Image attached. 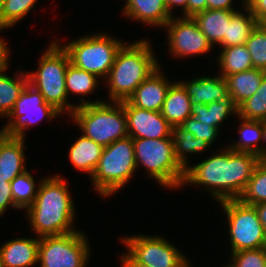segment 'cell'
Instances as JSON below:
<instances>
[{
    "label": "cell",
    "mask_w": 266,
    "mask_h": 267,
    "mask_svg": "<svg viewBox=\"0 0 266 267\" xmlns=\"http://www.w3.org/2000/svg\"><path fill=\"white\" fill-rule=\"evenodd\" d=\"M233 0H207V9L235 10Z\"/></svg>",
    "instance_id": "obj_42"
},
{
    "label": "cell",
    "mask_w": 266,
    "mask_h": 267,
    "mask_svg": "<svg viewBox=\"0 0 266 267\" xmlns=\"http://www.w3.org/2000/svg\"><path fill=\"white\" fill-rule=\"evenodd\" d=\"M6 70H0V117L9 115L15 102L29 83L27 73H23L24 70L19 75L14 74L13 78L4 74Z\"/></svg>",
    "instance_id": "obj_26"
},
{
    "label": "cell",
    "mask_w": 266,
    "mask_h": 267,
    "mask_svg": "<svg viewBox=\"0 0 266 267\" xmlns=\"http://www.w3.org/2000/svg\"><path fill=\"white\" fill-rule=\"evenodd\" d=\"M218 60L219 68H221L220 76L224 78L254 68L251 55L245 44L223 48Z\"/></svg>",
    "instance_id": "obj_28"
},
{
    "label": "cell",
    "mask_w": 266,
    "mask_h": 267,
    "mask_svg": "<svg viewBox=\"0 0 266 267\" xmlns=\"http://www.w3.org/2000/svg\"><path fill=\"white\" fill-rule=\"evenodd\" d=\"M121 240L135 261L149 267H182L189 261L180 249L162 236L133 235Z\"/></svg>",
    "instance_id": "obj_12"
},
{
    "label": "cell",
    "mask_w": 266,
    "mask_h": 267,
    "mask_svg": "<svg viewBox=\"0 0 266 267\" xmlns=\"http://www.w3.org/2000/svg\"><path fill=\"white\" fill-rule=\"evenodd\" d=\"M120 261V263H122L121 267H149L135 261L128 253L122 255Z\"/></svg>",
    "instance_id": "obj_44"
},
{
    "label": "cell",
    "mask_w": 266,
    "mask_h": 267,
    "mask_svg": "<svg viewBox=\"0 0 266 267\" xmlns=\"http://www.w3.org/2000/svg\"><path fill=\"white\" fill-rule=\"evenodd\" d=\"M24 138L6 137L0 132V178L11 182L25 172Z\"/></svg>",
    "instance_id": "obj_18"
},
{
    "label": "cell",
    "mask_w": 266,
    "mask_h": 267,
    "mask_svg": "<svg viewBox=\"0 0 266 267\" xmlns=\"http://www.w3.org/2000/svg\"><path fill=\"white\" fill-rule=\"evenodd\" d=\"M184 130L193 133L195 138L205 140L210 146L216 141L219 129L208 124L197 121L194 117H188L181 125Z\"/></svg>",
    "instance_id": "obj_37"
},
{
    "label": "cell",
    "mask_w": 266,
    "mask_h": 267,
    "mask_svg": "<svg viewBox=\"0 0 266 267\" xmlns=\"http://www.w3.org/2000/svg\"><path fill=\"white\" fill-rule=\"evenodd\" d=\"M18 208L13 201L10 182L0 178V217L9 207Z\"/></svg>",
    "instance_id": "obj_38"
},
{
    "label": "cell",
    "mask_w": 266,
    "mask_h": 267,
    "mask_svg": "<svg viewBox=\"0 0 266 267\" xmlns=\"http://www.w3.org/2000/svg\"><path fill=\"white\" fill-rule=\"evenodd\" d=\"M191 264H190V261L188 262H186L182 267H192V266H190Z\"/></svg>",
    "instance_id": "obj_47"
},
{
    "label": "cell",
    "mask_w": 266,
    "mask_h": 267,
    "mask_svg": "<svg viewBox=\"0 0 266 267\" xmlns=\"http://www.w3.org/2000/svg\"><path fill=\"white\" fill-rule=\"evenodd\" d=\"M265 75V70L252 68L228 75L225 78L228 86V94L237 107L255 94Z\"/></svg>",
    "instance_id": "obj_22"
},
{
    "label": "cell",
    "mask_w": 266,
    "mask_h": 267,
    "mask_svg": "<svg viewBox=\"0 0 266 267\" xmlns=\"http://www.w3.org/2000/svg\"><path fill=\"white\" fill-rule=\"evenodd\" d=\"M165 3H166V6H167V9L169 11V14L171 16H174L172 14V9L174 7H182L183 8V17H187V3H188V0H165Z\"/></svg>",
    "instance_id": "obj_43"
},
{
    "label": "cell",
    "mask_w": 266,
    "mask_h": 267,
    "mask_svg": "<svg viewBox=\"0 0 266 267\" xmlns=\"http://www.w3.org/2000/svg\"><path fill=\"white\" fill-rule=\"evenodd\" d=\"M160 69L159 66L136 88L127 100L130 104L149 111L161 112L169 87L174 82L168 81Z\"/></svg>",
    "instance_id": "obj_15"
},
{
    "label": "cell",
    "mask_w": 266,
    "mask_h": 267,
    "mask_svg": "<svg viewBox=\"0 0 266 267\" xmlns=\"http://www.w3.org/2000/svg\"><path fill=\"white\" fill-rule=\"evenodd\" d=\"M161 114L173 128L180 126L188 117H191L189 96L178 81L169 87Z\"/></svg>",
    "instance_id": "obj_21"
},
{
    "label": "cell",
    "mask_w": 266,
    "mask_h": 267,
    "mask_svg": "<svg viewBox=\"0 0 266 267\" xmlns=\"http://www.w3.org/2000/svg\"><path fill=\"white\" fill-rule=\"evenodd\" d=\"M35 185L34 177L28 170L10 182L12 198L18 209H27L33 204L39 189Z\"/></svg>",
    "instance_id": "obj_32"
},
{
    "label": "cell",
    "mask_w": 266,
    "mask_h": 267,
    "mask_svg": "<svg viewBox=\"0 0 266 267\" xmlns=\"http://www.w3.org/2000/svg\"><path fill=\"white\" fill-rule=\"evenodd\" d=\"M239 119L242 121L238 128L240 139L236 143L228 145L229 148L236 152L256 154L261 161L260 143H262L263 121Z\"/></svg>",
    "instance_id": "obj_27"
},
{
    "label": "cell",
    "mask_w": 266,
    "mask_h": 267,
    "mask_svg": "<svg viewBox=\"0 0 266 267\" xmlns=\"http://www.w3.org/2000/svg\"><path fill=\"white\" fill-rule=\"evenodd\" d=\"M230 114H238V107L230 95L209 104H191V117L218 129Z\"/></svg>",
    "instance_id": "obj_24"
},
{
    "label": "cell",
    "mask_w": 266,
    "mask_h": 267,
    "mask_svg": "<svg viewBox=\"0 0 266 267\" xmlns=\"http://www.w3.org/2000/svg\"><path fill=\"white\" fill-rule=\"evenodd\" d=\"M67 96L88 95L98 87V77L69 63L65 74Z\"/></svg>",
    "instance_id": "obj_31"
},
{
    "label": "cell",
    "mask_w": 266,
    "mask_h": 267,
    "mask_svg": "<svg viewBox=\"0 0 266 267\" xmlns=\"http://www.w3.org/2000/svg\"><path fill=\"white\" fill-rule=\"evenodd\" d=\"M172 138L174 155L184 168L188 166L187 154L201 153L210 146L205 140L195 138L193 133L184 130L181 126L173 128Z\"/></svg>",
    "instance_id": "obj_29"
},
{
    "label": "cell",
    "mask_w": 266,
    "mask_h": 267,
    "mask_svg": "<svg viewBox=\"0 0 266 267\" xmlns=\"http://www.w3.org/2000/svg\"><path fill=\"white\" fill-rule=\"evenodd\" d=\"M128 136L131 138L164 139L172 136L173 127L161 112L149 111L123 101Z\"/></svg>",
    "instance_id": "obj_14"
},
{
    "label": "cell",
    "mask_w": 266,
    "mask_h": 267,
    "mask_svg": "<svg viewBox=\"0 0 266 267\" xmlns=\"http://www.w3.org/2000/svg\"><path fill=\"white\" fill-rule=\"evenodd\" d=\"M150 41L124 43L118 50L114 64L106 77L111 102L128 100L136 88L158 67L159 63Z\"/></svg>",
    "instance_id": "obj_3"
},
{
    "label": "cell",
    "mask_w": 266,
    "mask_h": 267,
    "mask_svg": "<svg viewBox=\"0 0 266 267\" xmlns=\"http://www.w3.org/2000/svg\"><path fill=\"white\" fill-rule=\"evenodd\" d=\"M70 58L62 46L55 42L50 43L46 52L38 62L35 72H27L29 84L38 90L45 101L52 105L61 114L70 116L76 109V105L67 102L66 79Z\"/></svg>",
    "instance_id": "obj_5"
},
{
    "label": "cell",
    "mask_w": 266,
    "mask_h": 267,
    "mask_svg": "<svg viewBox=\"0 0 266 267\" xmlns=\"http://www.w3.org/2000/svg\"><path fill=\"white\" fill-rule=\"evenodd\" d=\"M228 219L231 253L266 247V233L254 205L239 199L219 202Z\"/></svg>",
    "instance_id": "obj_9"
},
{
    "label": "cell",
    "mask_w": 266,
    "mask_h": 267,
    "mask_svg": "<svg viewBox=\"0 0 266 267\" xmlns=\"http://www.w3.org/2000/svg\"><path fill=\"white\" fill-rule=\"evenodd\" d=\"M6 28L0 27V31L4 30ZM7 42H4V40L0 37V70L8 69V65L10 64V51ZM9 59V60H8Z\"/></svg>",
    "instance_id": "obj_41"
},
{
    "label": "cell",
    "mask_w": 266,
    "mask_h": 267,
    "mask_svg": "<svg viewBox=\"0 0 266 267\" xmlns=\"http://www.w3.org/2000/svg\"><path fill=\"white\" fill-rule=\"evenodd\" d=\"M248 205L266 202V161H259L243 193L238 198Z\"/></svg>",
    "instance_id": "obj_30"
},
{
    "label": "cell",
    "mask_w": 266,
    "mask_h": 267,
    "mask_svg": "<svg viewBox=\"0 0 266 267\" xmlns=\"http://www.w3.org/2000/svg\"><path fill=\"white\" fill-rule=\"evenodd\" d=\"M38 0H5L0 5V27L11 28L25 17Z\"/></svg>",
    "instance_id": "obj_34"
},
{
    "label": "cell",
    "mask_w": 266,
    "mask_h": 267,
    "mask_svg": "<svg viewBox=\"0 0 266 267\" xmlns=\"http://www.w3.org/2000/svg\"><path fill=\"white\" fill-rule=\"evenodd\" d=\"M137 168L141 164L148 176L162 186L179 188L182 185L185 168L174 155L172 136L164 139L132 138Z\"/></svg>",
    "instance_id": "obj_7"
},
{
    "label": "cell",
    "mask_w": 266,
    "mask_h": 267,
    "mask_svg": "<svg viewBox=\"0 0 266 267\" xmlns=\"http://www.w3.org/2000/svg\"><path fill=\"white\" fill-rule=\"evenodd\" d=\"M121 41L98 33L77 38L62 48L68 53L71 64L98 78H105L114 64L118 50L125 43Z\"/></svg>",
    "instance_id": "obj_8"
},
{
    "label": "cell",
    "mask_w": 266,
    "mask_h": 267,
    "mask_svg": "<svg viewBox=\"0 0 266 267\" xmlns=\"http://www.w3.org/2000/svg\"><path fill=\"white\" fill-rule=\"evenodd\" d=\"M243 7L246 13L236 11L231 16L230 22L227 23L226 35L220 45L222 48L245 44L258 24L246 3H243Z\"/></svg>",
    "instance_id": "obj_25"
},
{
    "label": "cell",
    "mask_w": 266,
    "mask_h": 267,
    "mask_svg": "<svg viewBox=\"0 0 266 267\" xmlns=\"http://www.w3.org/2000/svg\"><path fill=\"white\" fill-rule=\"evenodd\" d=\"M246 6L258 23H262L266 19V0H246Z\"/></svg>",
    "instance_id": "obj_39"
},
{
    "label": "cell",
    "mask_w": 266,
    "mask_h": 267,
    "mask_svg": "<svg viewBox=\"0 0 266 267\" xmlns=\"http://www.w3.org/2000/svg\"><path fill=\"white\" fill-rule=\"evenodd\" d=\"M38 193L26 209L32 231L37 237L60 236L77 231L74 202L65 180L60 175L43 177Z\"/></svg>",
    "instance_id": "obj_2"
},
{
    "label": "cell",
    "mask_w": 266,
    "mask_h": 267,
    "mask_svg": "<svg viewBox=\"0 0 266 267\" xmlns=\"http://www.w3.org/2000/svg\"><path fill=\"white\" fill-rule=\"evenodd\" d=\"M251 55L253 67L266 71V27L258 23L245 43Z\"/></svg>",
    "instance_id": "obj_35"
},
{
    "label": "cell",
    "mask_w": 266,
    "mask_h": 267,
    "mask_svg": "<svg viewBox=\"0 0 266 267\" xmlns=\"http://www.w3.org/2000/svg\"><path fill=\"white\" fill-rule=\"evenodd\" d=\"M262 24L266 27V19L262 22Z\"/></svg>",
    "instance_id": "obj_48"
},
{
    "label": "cell",
    "mask_w": 266,
    "mask_h": 267,
    "mask_svg": "<svg viewBox=\"0 0 266 267\" xmlns=\"http://www.w3.org/2000/svg\"><path fill=\"white\" fill-rule=\"evenodd\" d=\"M237 10L206 9L195 14L192 18L198 24L201 32L206 36L209 43L221 45L226 35L227 23Z\"/></svg>",
    "instance_id": "obj_20"
},
{
    "label": "cell",
    "mask_w": 266,
    "mask_h": 267,
    "mask_svg": "<svg viewBox=\"0 0 266 267\" xmlns=\"http://www.w3.org/2000/svg\"><path fill=\"white\" fill-rule=\"evenodd\" d=\"M136 169L133 139L127 136L104 147L91 176L92 185L102 197H108L124 187Z\"/></svg>",
    "instance_id": "obj_6"
},
{
    "label": "cell",
    "mask_w": 266,
    "mask_h": 267,
    "mask_svg": "<svg viewBox=\"0 0 266 267\" xmlns=\"http://www.w3.org/2000/svg\"><path fill=\"white\" fill-rule=\"evenodd\" d=\"M230 267H266V247L231 253Z\"/></svg>",
    "instance_id": "obj_36"
},
{
    "label": "cell",
    "mask_w": 266,
    "mask_h": 267,
    "mask_svg": "<svg viewBox=\"0 0 266 267\" xmlns=\"http://www.w3.org/2000/svg\"><path fill=\"white\" fill-rule=\"evenodd\" d=\"M238 118L266 121V75L253 96L238 106Z\"/></svg>",
    "instance_id": "obj_33"
},
{
    "label": "cell",
    "mask_w": 266,
    "mask_h": 267,
    "mask_svg": "<svg viewBox=\"0 0 266 267\" xmlns=\"http://www.w3.org/2000/svg\"><path fill=\"white\" fill-rule=\"evenodd\" d=\"M186 90L191 104H209L227 97V81L220 75L216 77L199 76L191 81H178Z\"/></svg>",
    "instance_id": "obj_17"
},
{
    "label": "cell",
    "mask_w": 266,
    "mask_h": 267,
    "mask_svg": "<svg viewBox=\"0 0 266 267\" xmlns=\"http://www.w3.org/2000/svg\"><path fill=\"white\" fill-rule=\"evenodd\" d=\"M70 117L84 136L103 147L128 136L123 101L109 103L98 99L90 102L82 97Z\"/></svg>",
    "instance_id": "obj_4"
},
{
    "label": "cell",
    "mask_w": 266,
    "mask_h": 267,
    "mask_svg": "<svg viewBox=\"0 0 266 267\" xmlns=\"http://www.w3.org/2000/svg\"><path fill=\"white\" fill-rule=\"evenodd\" d=\"M86 235L75 231L60 236L39 238L40 267H85L90 256Z\"/></svg>",
    "instance_id": "obj_10"
},
{
    "label": "cell",
    "mask_w": 266,
    "mask_h": 267,
    "mask_svg": "<svg viewBox=\"0 0 266 267\" xmlns=\"http://www.w3.org/2000/svg\"><path fill=\"white\" fill-rule=\"evenodd\" d=\"M254 207L257 210L259 219L266 233V202L255 204Z\"/></svg>",
    "instance_id": "obj_45"
},
{
    "label": "cell",
    "mask_w": 266,
    "mask_h": 267,
    "mask_svg": "<svg viewBox=\"0 0 266 267\" xmlns=\"http://www.w3.org/2000/svg\"><path fill=\"white\" fill-rule=\"evenodd\" d=\"M259 162L253 153L236 152L226 147L204 161L185 168V185H200L211 192L218 202L238 199Z\"/></svg>",
    "instance_id": "obj_1"
},
{
    "label": "cell",
    "mask_w": 266,
    "mask_h": 267,
    "mask_svg": "<svg viewBox=\"0 0 266 267\" xmlns=\"http://www.w3.org/2000/svg\"><path fill=\"white\" fill-rule=\"evenodd\" d=\"M61 113L48 104L42 94L29 83L26 85L13 110L9 113L8 123L0 130L6 137L25 139V128L40 122L44 117L51 120Z\"/></svg>",
    "instance_id": "obj_11"
},
{
    "label": "cell",
    "mask_w": 266,
    "mask_h": 267,
    "mask_svg": "<svg viewBox=\"0 0 266 267\" xmlns=\"http://www.w3.org/2000/svg\"><path fill=\"white\" fill-rule=\"evenodd\" d=\"M39 237L11 239L0 247L2 267H33L38 262Z\"/></svg>",
    "instance_id": "obj_16"
},
{
    "label": "cell",
    "mask_w": 266,
    "mask_h": 267,
    "mask_svg": "<svg viewBox=\"0 0 266 267\" xmlns=\"http://www.w3.org/2000/svg\"><path fill=\"white\" fill-rule=\"evenodd\" d=\"M262 143H266V121H263ZM261 161H266V145H261Z\"/></svg>",
    "instance_id": "obj_46"
},
{
    "label": "cell",
    "mask_w": 266,
    "mask_h": 267,
    "mask_svg": "<svg viewBox=\"0 0 266 267\" xmlns=\"http://www.w3.org/2000/svg\"><path fill=\"white\" fill-rule=\"evenodd\" d=\"M104 147L82 134L69 149L70 163L81 172L90 176L94 173Z\"/></svg>",
    "instance_id": "obj_23"
},
{
    "label": "cell",
    "mask_w": 266,
    "mask_h": 267,
    "mask_svg": "<svg viewBox=\"0 0 266 267\" xmlns=\"http://www.w3.org/2000/svg\"><path fill=\"white\" fill-rule=\"evenodd\" d=\"M207 9V0H188L187 17H193L195 14Z\"/></svg>",
    "instance_id": "obj_40"
},
{
    "label": "cell",
    "mask_w": 266,
    "mask_h": 267,
    "mask_svg": "<svg viewBox=\"0 0 266 267\" xmlns=\"http://www.w3.org/2000/svg\"><path fill=\"white\" fill-rule=\"evenodd\" d=\"M124 16L152 26H161L173 17L169 14L165 0H126Z\"/></svg>",
    "instance_id": "obj_19"
},
{
    "label": "cell",
    "mask_w": 266,
    "mask_h": 267,
    "mask_svg": "<svg viewBox=\"0 0 266 267\" xmlns=\"http://www.w3.org/2000/svg\"><path fill=\"white\" fill-rule=\"evenodd\" d=\"M173 16L164 26L168 30L169 52L177 58L209 53L212 45L192 17Z\"/></svg>",
    "instance_id": "obj_13"
}]
</instances>
